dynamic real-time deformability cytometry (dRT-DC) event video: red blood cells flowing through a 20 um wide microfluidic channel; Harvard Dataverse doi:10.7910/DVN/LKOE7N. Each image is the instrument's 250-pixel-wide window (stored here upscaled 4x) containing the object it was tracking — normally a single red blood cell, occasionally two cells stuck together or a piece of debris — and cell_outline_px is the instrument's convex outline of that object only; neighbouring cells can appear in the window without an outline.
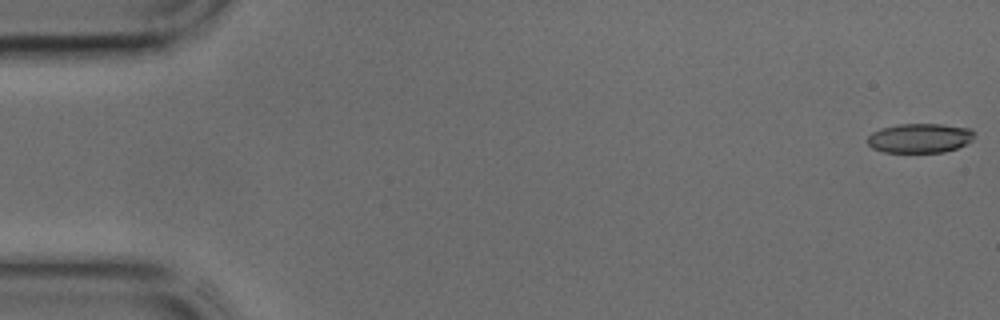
{"species": "common noctule bat (a hibernating species)", "species_latin": "Nyctalus noctula", "temperature_condition": "cold", "stored_images_in_passage": 13, "camera_frame_rate_fps": 3000, "um_per_image_px": 0.085, "animal": {"sex": "male", "body_mass_g": 17.9, "forearm_length_mm": 54.2}, "frame": {"image": 1, "passage_image": 1, "time_ms": 0.0, "image_size_px": [1000, 320], "cell_outline_px": [[976, 132], [972, 140], [956, 148], [944, 152], [884, 152], [872, 148], [868, 144], [868, 136], [872, 132], [880, 128], [900, 124], [940, 124], [972, 128]], "centroid_in_image_um": [78.19, 11.73], "position_along_channel_um": 6.8, "area_um2": 18.38}}